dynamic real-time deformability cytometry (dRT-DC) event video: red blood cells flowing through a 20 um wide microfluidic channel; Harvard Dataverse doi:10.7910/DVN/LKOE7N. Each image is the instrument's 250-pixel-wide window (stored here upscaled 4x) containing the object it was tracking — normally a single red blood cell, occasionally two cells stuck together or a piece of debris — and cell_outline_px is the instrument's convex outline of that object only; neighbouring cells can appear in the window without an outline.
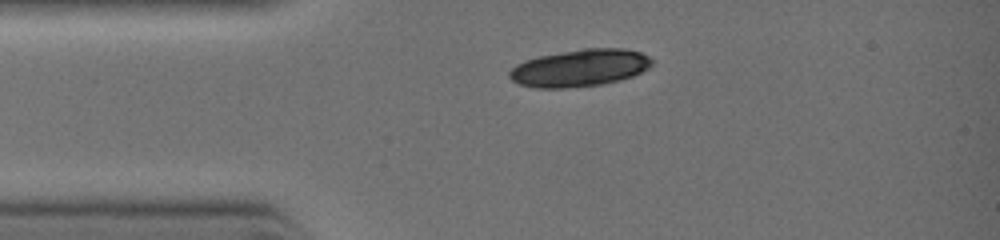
{"species": "common noctule bat (a hibernating species)", "species_latin": "Nyctalus noctula", "temperature_condition": "warm", "stored_images_in_passage": 29, "camera_frame_rate_fps": 3000, "um_per_image_px": 0.085, "animal": {"sex": "female", "body_mass_g": 19.0, "forearm_length_mm": 51.5}, "frame": {"image": 1, "passage_image": 1, "time_ms": 0.0, "image_size_px": [1000, 240], "cell_outline_px": [[652, 64], [648, 68], [632, 76], [620, 80], [600, 84], [568, 88], [536, 88], [520, 84], [512, 80], [508, 76], [508, 72], [516, 64], [540, 56], [584, 48], [624, 48], [640, 52], [648, 56], [652, 60]], "centroid_in_image_um": [49.28, 5.78], "position_along_channel_um": 35.7, "area_um2": 30.69}}